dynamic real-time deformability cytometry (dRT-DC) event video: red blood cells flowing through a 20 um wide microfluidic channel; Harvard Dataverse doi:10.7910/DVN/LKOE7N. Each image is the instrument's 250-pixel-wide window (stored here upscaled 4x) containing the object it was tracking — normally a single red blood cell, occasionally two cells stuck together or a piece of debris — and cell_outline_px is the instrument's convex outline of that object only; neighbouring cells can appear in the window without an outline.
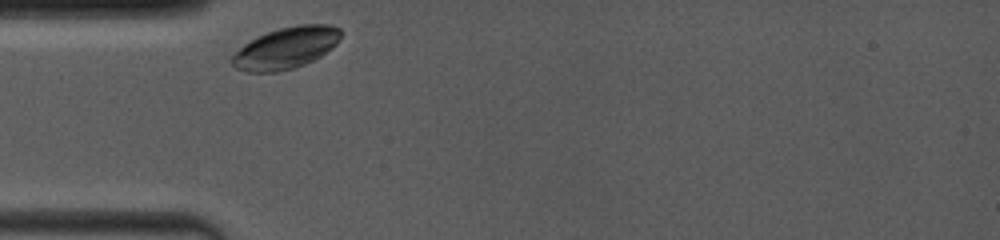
{"species": "common noctule bat (a hibernating species)", "species_latin": "Nyctalus noctula", "temperature_condition": "room temperature", "stored_images_in_passage": 30, "camera_frame_rate_fps": 4000, "um_per_image_px": 0.085, "animal": {"sex": "female", "body_mass_g": 19.0, "forearm_length_mm": 53.3}, "frame": {"image": 1, "passage_image": 1, "time_ms": 0.0, "image_size_px": [1000, 240], "cell_outline_px": [[344, 32], [336, 44], [332, 48], [320, 56], [304, 64], [292, 68], [276, 72], [248, 72], [236, 68], [232, 64], [232, 56], [244, 44], [256, 36], [280, 28], [300, 24], [328, 24], [340, 28]], "centroid_in_image_um": [24.33, 4.06], "position_along_channel_um": 60.7, "area_um2": 26.24}}
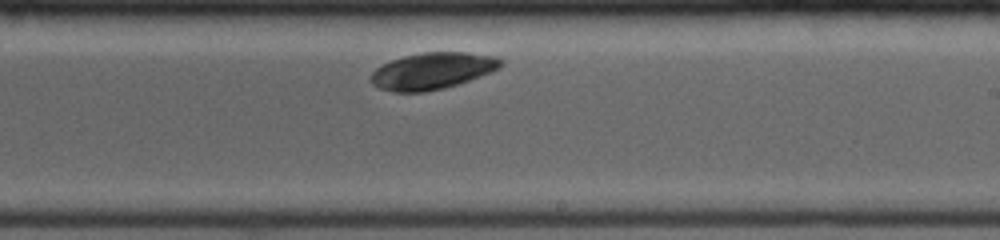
{"frame": {"image": 2, "passage_image": 18, "time_ms": 5.25, "image_size_px": [1000, 240], "cell_outline_px": [[504, 64], [500, 68], [480, 76], [444, 88], [424, 92], [396, 92], [380, 88], [372, 84], [372, 72], [376, 68], [392, 60], [404, 56], [420, 52], [468, 52], [496, 56], [504, 60]], "centroid_in_image_um": [36.79, 6.01], "position_along_channel_um": 252.2, "area_um2": 27.63}}
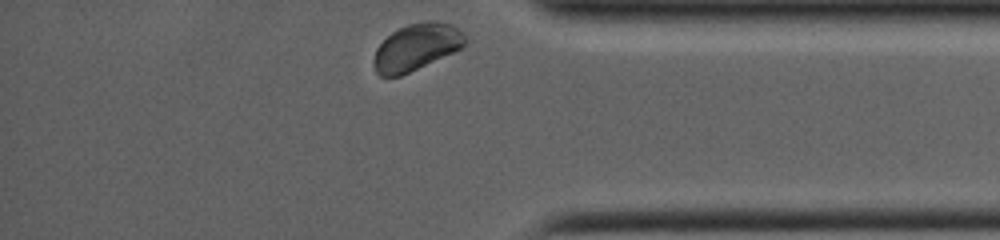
{"frame": {"image": 3, "passage_image": 30, "time_ms": 9.25, "image_size_px": [1000, 240], "cell_outline_px": [[468, 40], [460, 48], [452, 52], [400, 76], [380, 76], [376, 72], [372, 64], [372, 60], [376, 48], [392, 32], [408, 24], [424, 20], [436, 20], [452, 24]], "centroid_in_image_um": [35.35, 3.99], "position_along_channel_um": 399.8, "area_um2": 24.62}}